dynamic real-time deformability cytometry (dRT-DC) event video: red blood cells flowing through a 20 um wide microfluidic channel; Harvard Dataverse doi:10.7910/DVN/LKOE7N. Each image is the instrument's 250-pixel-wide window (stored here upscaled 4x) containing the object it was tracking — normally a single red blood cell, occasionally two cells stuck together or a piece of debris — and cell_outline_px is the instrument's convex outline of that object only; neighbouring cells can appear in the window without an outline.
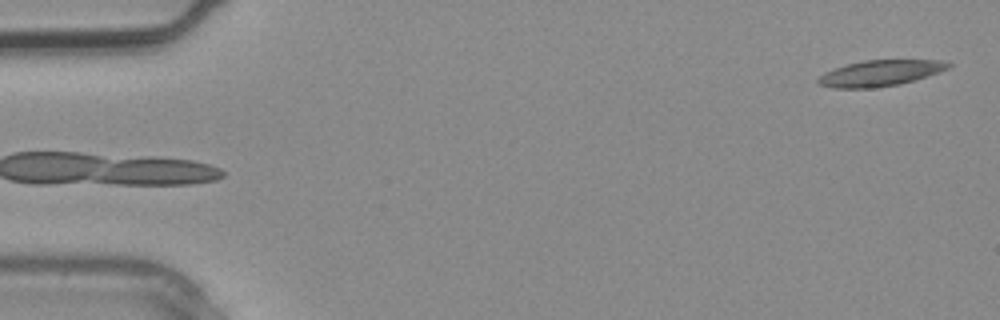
{"species": "common noctule bat (a hibernating species)", "species_latin": "Nyctalus noctula", "temperature_condition": "warm", "stored_images_in_passage": 4, "camera_frame_rate_fps": 3000, "um_per_image_px": 0.085, "animal": {"sex": "male", "body_mass_g": 20.4}, "frame": {"image": 1, "passage_image": 4, "time_ms": 1.0, "image_size_px": [1000, 320], "cell_outline_px": [[952, 64], [948, 68], [940, 72], [928, 76], [900, 84], [876, 88], [832, 88], [820, 84], [816, 80], [824, 72], [848, 64], [864, 60], [940, 60]], "centroid_in_image_um": [74.82, 6.22], "position_along_channel_um": 10.2, "area_um2": 19.59}}